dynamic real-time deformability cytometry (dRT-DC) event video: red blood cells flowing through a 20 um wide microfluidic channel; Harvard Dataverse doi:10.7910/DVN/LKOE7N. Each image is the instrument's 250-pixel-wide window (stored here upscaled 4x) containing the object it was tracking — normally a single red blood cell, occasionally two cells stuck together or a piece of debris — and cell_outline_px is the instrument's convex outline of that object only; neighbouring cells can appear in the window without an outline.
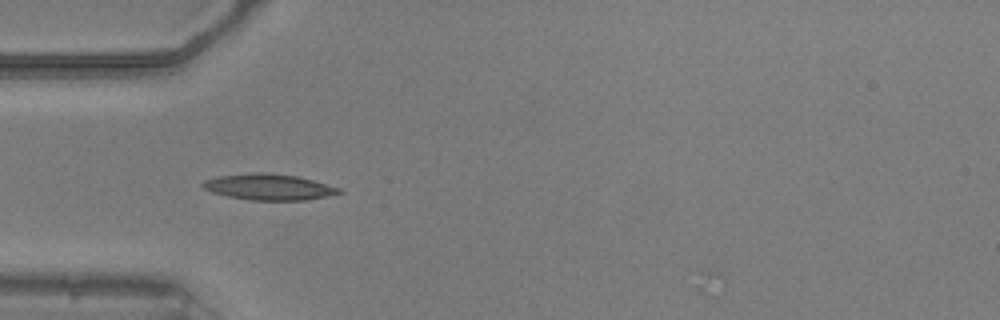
{"species": "common noctule bat (a hibernating species)", "species_latin": "Nyctalus noctula", "temperature_condition": "warm", "stored_images_in_passage": 37, "camera_frame_rate_fps": 3000, "um_per_image_px": 0.085, "animal": {"sex": "male", "body_mass_g": 20.5, "forearm_length_mm": 52.5}, "frame": {"image": 1, "passage_image": 1, "time_ms": 0.0, "image_size_px": [1000, 320], "cell_outline_px": [[344, 192], [328, 196], [304, 200], [252, 200], [228, 196], [212, 192], [204, 188], [200, 184], [204, 180], [220, 176], [260, 172], [264, 172], [296, 176], [312, 180], [340, 188]], "centroid_in_image_um": [22.86, 15.9], "position_along_channel_um": 62.1, "area_um2": 20.4}}
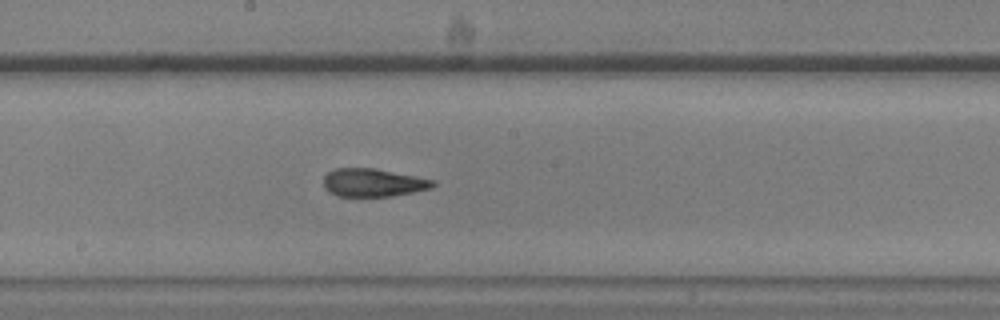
{"frame": {"image": 2, "passage_image": 13, "time_ms": 4.0, "image_size_px": [1000, 320], "cell_outline_px": [[436, 184], [432, 188], [392, 196], [336, 196], [324, 188], [324, 176], [328, 172], [336, 168], [376, 168], [436, 180]], "centroid_in_image_um": [31.73, 15.52], "position_along_channel_um": 216.5, "area_um2": 17.98}}
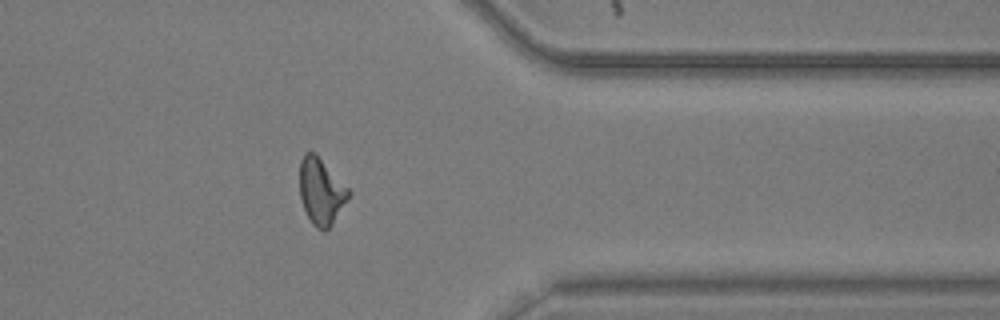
{"frame": {"image": 3, "passage_image": 27, "time_ms": 8.667, "image_size_px": [1000, 320], "cell_outline_px": [[352, 192], [332, 224], [324, 232], [316, 228], [312, 224], [304, 208], [300, 196], [300, 160], [304, 152], [316, 152]], "centroid_in_image_um": [27.29, 16.24], "position_along_channel_um": 384.1, "area_um2": 18.96}, "authors_computed_cell_mechanics": {"area_um2": 18.496, "velocity_mm_per_s": 3.8593, "shape_relaxation_time_tau1_ms": null, "shape_relaxation_time_tau2_ms": 1.8009, "deformation_change_tau1": null, "deformation_change_tau2": 0.1085}}